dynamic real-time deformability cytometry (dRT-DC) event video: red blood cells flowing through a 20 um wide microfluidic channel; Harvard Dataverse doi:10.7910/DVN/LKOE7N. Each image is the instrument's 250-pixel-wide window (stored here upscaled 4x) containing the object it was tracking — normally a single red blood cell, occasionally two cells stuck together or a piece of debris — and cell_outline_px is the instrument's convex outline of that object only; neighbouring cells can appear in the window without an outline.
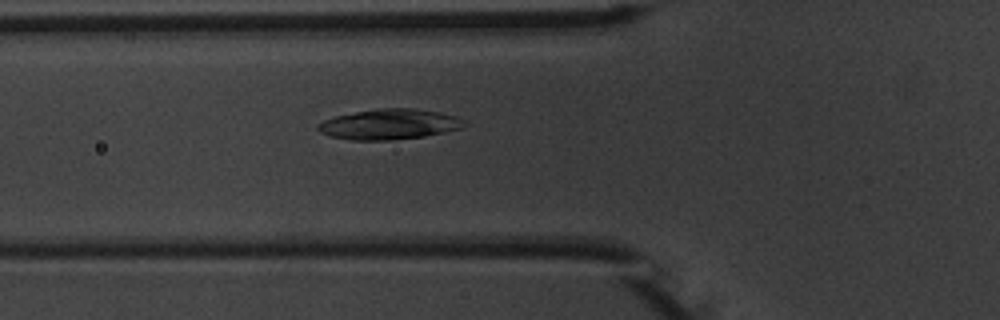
{"species": "common noctule bat (a hibernating species)", "species_latin": "Nyctalus noctula", "temperature_condition": "warm", "stored_images_in_passage": 4, "camera_frame_rate_fps": 3000, "um_per_image_px": 0.085, "animal": {"sex": "male", "body_mass_g": 20.1, "forearm_length_mm": 53.5}, "frame": {"image": 1, "passage_image": 4, "time_ms": 4.333, "image_size_px": [1000, 320], "cell_outline_px": [[468, 124], [464, 128], [424, 136], [392, 140], [352, 140], [328, 136], [320, 132], [316, 128], [316, 124], [324, 120], [336, 116], [376, 108], [412, 108], [436, 112], [456, 116], [464, 120]], "centroid_in_image_um": [33.09, 10.57], "position_along_channel_um": 92.7, "area_um2": 25.95}}